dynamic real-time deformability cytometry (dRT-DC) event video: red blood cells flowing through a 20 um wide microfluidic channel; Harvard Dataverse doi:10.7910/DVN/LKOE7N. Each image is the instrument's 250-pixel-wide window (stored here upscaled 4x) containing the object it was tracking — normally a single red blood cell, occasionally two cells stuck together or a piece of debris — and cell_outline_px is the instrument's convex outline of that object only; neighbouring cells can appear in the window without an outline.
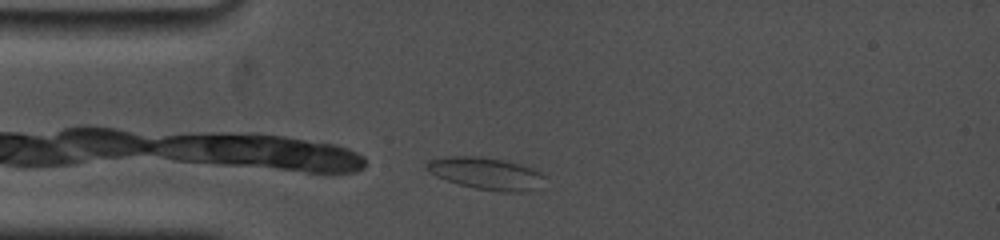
{"species": "common noctule bat (a hibernating species)", "species_latin": "Nyctalus noctula", "temperature_condition": "cold", "stored_images_in_passage": 33, "camera_frame_rate_fps": 5000, "um_per_image_px": 0.085, "animal": {"sex": "female", "body_mass_g": 19.0, "forearm_length_mm": 53.3}, "frame": {"image": 1, "passage_image": 2, "time_ms": 0.4, "image_size_px": [1000, 240], "cell_outline_px": [[544, 176], [528, 192], [500, 192], [476, 188], [460, 184], [436, 176], [428, 172], [424, 168], [424, 164], [428, 160], [444, 156], [480, 156], [504, 160], [536, 168]], "centroid_in_image_um": [41.23, 14.71], "position_along_channel_um": 43.8, "area_um2": 21.96}}
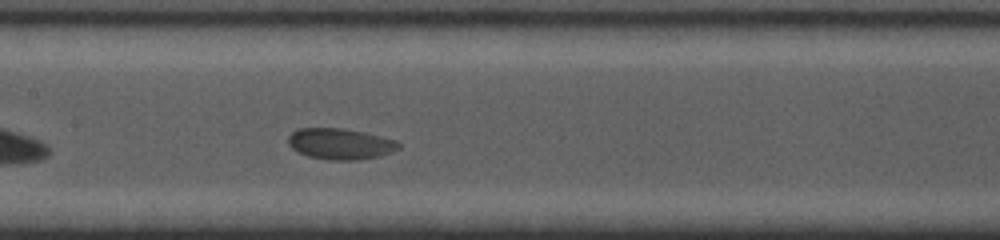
{"frame": {"image": 2, "passage_image": 17, "time_ms": 4.6, "image_size_px": [1000, 240], "cell_outline_px": [[400, 148], [392, 152], [380, 156], [356, 160], [328, 160], [308, 156], [292, 148], [288, 144], [288, 136], [292, 132], [300, 128], [344, 128], [364, 132], [396, 140], [400, 144]], "centroid_in_image_um": [28.93, 12.23], "position_along_channel_um": 178.5, "area_um2": 20.0}}
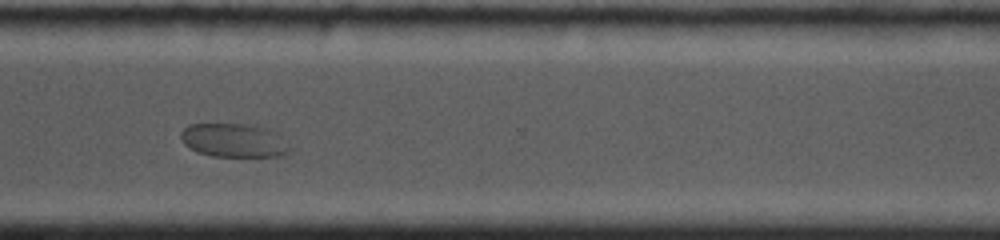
{"frame": {"image": 3, "passage_image": 31, "time_ms": 9.4, "image_size_px": [1000, 240], "cell_outline_px": [[288, 152], [284, 156], [212, 156], [196, 152], [184, 144], [180, 136], [180, 132], [188, 124], [244, 124], [268, 128], [280, 136], [288, 148]], "centroid_in_image_um": [19.82, 11.93], "position_along_channel_um": 350.8, "area_um2": 21.21}}